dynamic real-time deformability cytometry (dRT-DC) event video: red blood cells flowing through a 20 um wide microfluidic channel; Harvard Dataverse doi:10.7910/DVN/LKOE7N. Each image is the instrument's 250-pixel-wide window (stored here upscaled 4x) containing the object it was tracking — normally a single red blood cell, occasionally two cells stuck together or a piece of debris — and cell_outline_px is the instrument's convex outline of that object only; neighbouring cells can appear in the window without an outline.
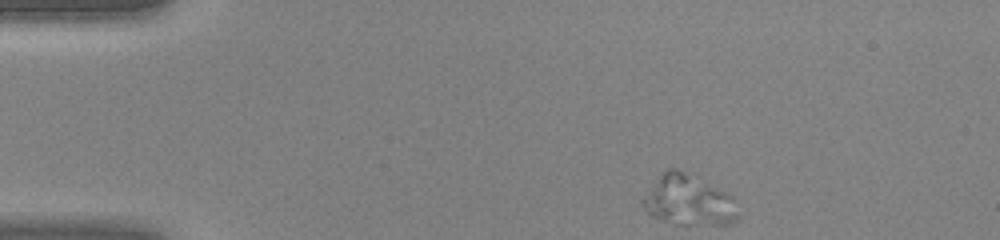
{"species": "human", "species_latin": "Homo sapiens", "temperature_condition": "warm", "stored_images_in_passage": 39, "camera_frame_rate_fps": 3000, "um_per_image_px": 0.085, "donor": {"sex": "female"}, "frame": {"image": 1, "passage_image": 1, "time_ms": 0.0, "image_size_px": [1000, 240], "cell_outline_px": [[736, 220], [732, 224], [680, 224], [660, 220], [648, 216], [640, 204], [640, 200], [660, 176], [668, 168], [676, 168], [732, 196], [736, 216]], "centroid_in_image_um": [58.43, 17.07], "position_along_channel_um": 26.6, "area_um2": 27.28}}
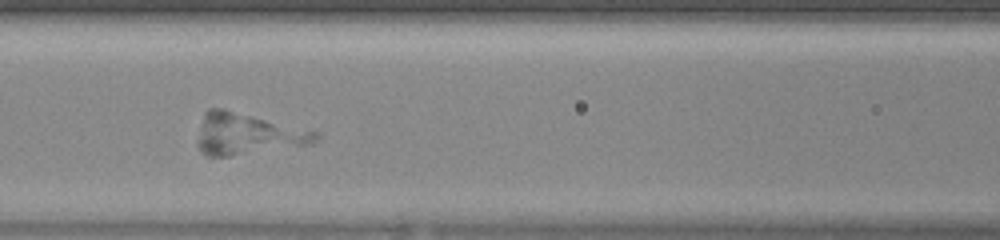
{"frame": {"image": 2, "passage_image": 14, "time_ms": 4.333, "image_size_px": [1000, 240], "cell_outline_px": [[320, 136], [312, 144], [228, 156], [208, 156], [200, 152], [196, 144], [196, 140], [204, 112], [208, 108], [224, 108], [320, 132]], "centroid_in_image_um": [21.0, 11.38], "position_along_channel_um": 145.6, "area_um2": 28.67}}
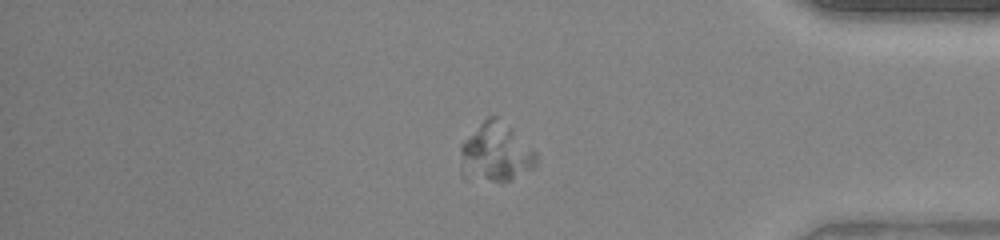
{"frame": {"image": 3, "passage_image": 32, "time_ms": 10.333, "image_size_px": [1000, 240], "cell_outline_px": [[536, 164], [532, 168], [512, 180], [492, 180], [484, 176], [460, 152], [460, 144], [488, 116], [496, 116], [512, 128], [536, 152]], "centroid_in_image_um": [42.34, 12.81], "position_along_channel_um": 392.9, "area_um2": 23.29}}